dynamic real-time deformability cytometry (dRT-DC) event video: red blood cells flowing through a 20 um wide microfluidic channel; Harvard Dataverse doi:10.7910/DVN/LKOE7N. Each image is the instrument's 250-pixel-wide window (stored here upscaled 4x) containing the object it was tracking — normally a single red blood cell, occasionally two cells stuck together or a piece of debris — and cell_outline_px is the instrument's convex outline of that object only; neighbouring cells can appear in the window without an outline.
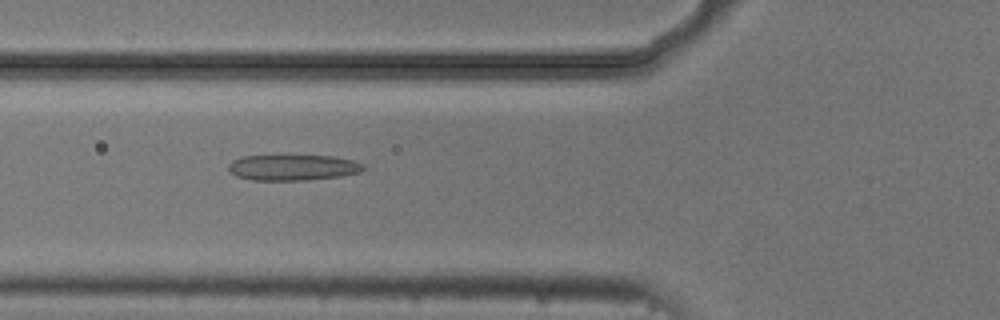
{"species": "common noctule bat (a hibernating species)", "species_latin": "Nyctalus noctula", "temperature_condition": "cold", "stored_images_in_passage": 48, "camera_frame_rate_fps": 3000, "um_per_image_px": 0.085, "animal": {"sex": "male", "body_mass_g": 20.5, "forearm_length_mm": 52.5}, "frame": {"image": 1, "passage_image": 14, "time_ms": 4.333, "image_size_px": [1000, 320], "cell_outline_px": [[368, 168], [360, 172], [340, 176], [308, 180], [252, 180], [236, 176], [228, 168], [228, 164], [232, 160], [244, 156], [332, 156], [352, 160], [364, 164]], "centroid_in_image_um": [24.92, 14.24], "position_along_channel_um": 100.9, "area_um2": 20.23}}
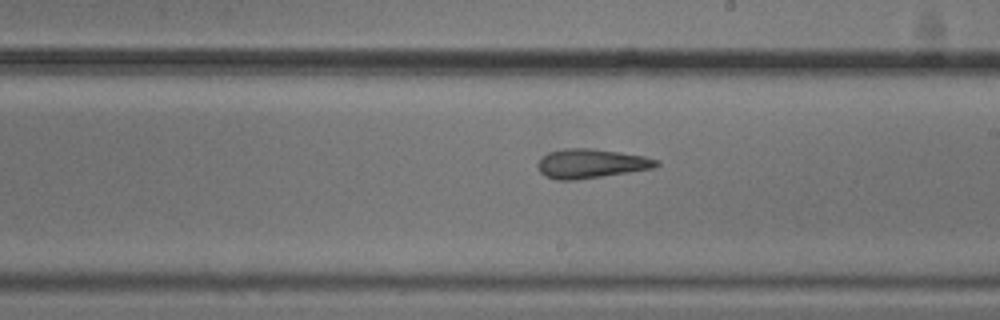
{"frame": {"image": 2, "passage_image": 25, "time_ms": 8.0, "image_size_px": [1000, 320], "cell_outline_px": [[660, 164], [652, 168], [600, 176], [572, 180], [560, 180], [548, 176], [540, 172], [536, 164], [548, 152], [564, 148], [588, 148], [620, 152], [644, 156], [660, 160]], "centroid_in_image_um": [50.24, 13.88], "position_along_channel_um": 238.8, "area_um2": 19.83}}
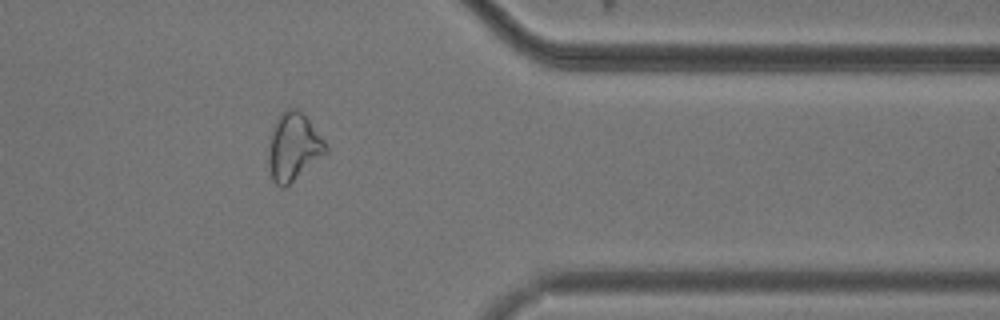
{"frame": {"image": 3, "passage_image": 38, "time_ms": 12.333, "image_size_px": [1000, 320], "cell_outline_px": [[328, 152], [284, 188], [280, 188], [272, 180], [268, 168], [268, 144], [276, 120], [288, 108], [296, 108], [308, 120], [328, 144]], "centroid_in_image_um": [24.94, 12.53], "position_along_channel_um": 386.5, "area_um2": 22.43}, "authors_computed_cell_mechanics": {"area_um2": 21.1259, "velocity_mm_per_s": 3.7404, "shape_relaxation_time_tau1_ms": 6.3249, "shape_relaxation_time_tau2_ms": 3.2276, "deformation_change_tau1": 0.1463, "deformation_change_tau2": 0.1222}}